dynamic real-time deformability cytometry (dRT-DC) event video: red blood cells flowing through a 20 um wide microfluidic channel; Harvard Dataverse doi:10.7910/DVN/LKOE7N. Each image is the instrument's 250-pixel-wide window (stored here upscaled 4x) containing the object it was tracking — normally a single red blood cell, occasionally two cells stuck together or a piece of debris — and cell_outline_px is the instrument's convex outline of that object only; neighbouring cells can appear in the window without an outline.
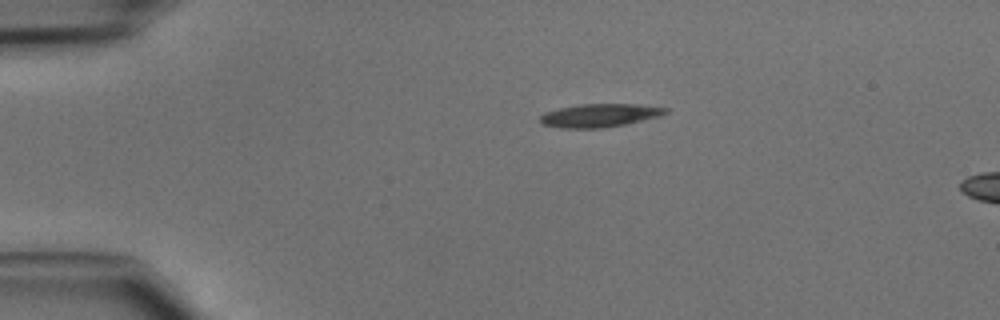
{"species": "common noctule bat (a hibernating species)", "species_latin": "Nyctalus noctula", "temperature_condition": "cold", "stored_images_in_passage": 38, "camera_frame_rate_fps": 3000, "um_per_image_px": 0.085, "animal": {"sex": "male", "body_mass_g": 15.6}, "frame": {"image": 1, "passage_image": 1, "time_ms": 0.0, "image_size_px": [1000, 320], "cell_outline_px": [[668, 112], [660, 116], [624, 124], [604, 128], [564, 128], [540, 124], [540, 116], [544, 112], [560, 108], [580, 104], [636, 104], [668, 108]], "centroid_in_image_um": [50.95, 9.81], "position_along_channel_um": 34.0, "area_um2": 16.94}}
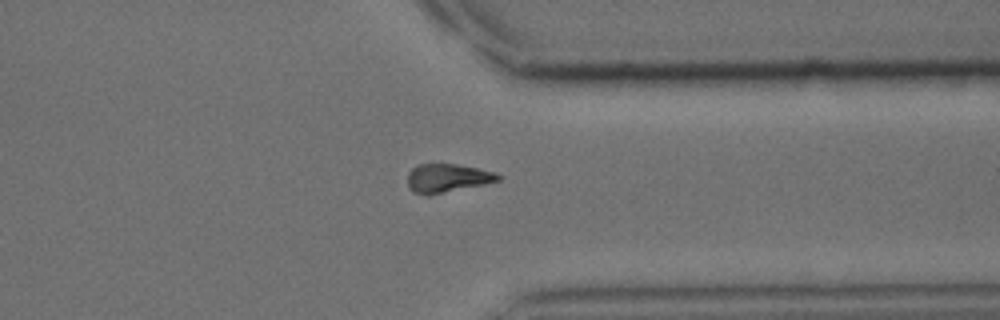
{"frame": {"image": 2, "passage_image": 28, "time_ms": 9.0, "image_size_px": [1000, 320], "cell_outline_px": [[504, 176], [500, 180], [484, 184], [428, 196], [412, 192], [408, 184], [408, 172], [416, 164], [456, 164], [496, 172]], "centroid_in_image_um": [38.02, 15.14], "position_along_channel_um": 373.4, "area_um2": 15.2}}
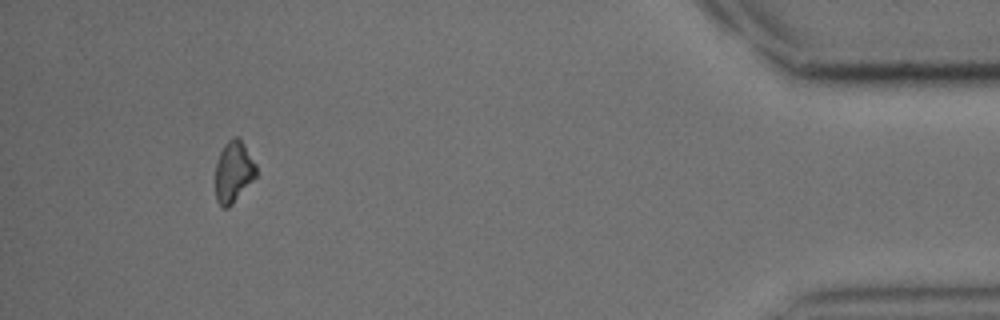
{"frame": {"image": 3, "passage_image": 35, "time_ms": 11.333, "image_size_px": [1000, 320], "cell_outline_px": [[256, 176], [232, 204], [228, 208], [224, 208], [216, 200], [216, 160], [224, 144], [232, 136], [236, 136], [244, 144], [256, 164]], "centroid_in_image_um": [19.84, 14.58], "position_along_channel_um": 415.4, "area_um2": 14.45}}